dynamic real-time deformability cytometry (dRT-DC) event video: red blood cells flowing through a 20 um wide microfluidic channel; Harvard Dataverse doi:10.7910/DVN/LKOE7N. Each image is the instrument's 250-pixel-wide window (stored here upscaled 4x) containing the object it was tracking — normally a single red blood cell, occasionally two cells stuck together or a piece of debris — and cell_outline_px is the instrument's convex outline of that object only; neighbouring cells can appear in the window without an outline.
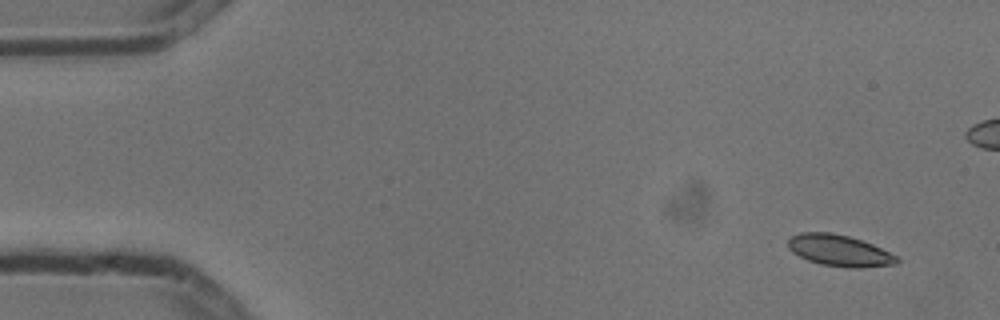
{"species": "common noctule bat (a hibernating species)", "species_latin": "Nyctalus noctula", "temperature_condition": "cold", "stored_images_in_passage": 5, "camera_frame_rate_fps": 3000, "um_per_image_px": 0.085, "animal": {"sex": "male", "body_mass_g": 13.3}, "frame": {"image": 1, "passage_image": 1, "time_ms": 0.0, "image_size_px": [1000, 320], "cell_outline_px": [[900, 260], [896, 264], [860, 268], [848, 268], [820, 264], [808, 260], [792, 252], [788, 248], [788, 240], [792, 236], [800, 232], [832, 232], [848, 236], [872, 244], [900, 256]], "centroid_in_image_um": [71.38, 21.3], "position_along_channel_um": 13.6, "area_um2": 20.06}}